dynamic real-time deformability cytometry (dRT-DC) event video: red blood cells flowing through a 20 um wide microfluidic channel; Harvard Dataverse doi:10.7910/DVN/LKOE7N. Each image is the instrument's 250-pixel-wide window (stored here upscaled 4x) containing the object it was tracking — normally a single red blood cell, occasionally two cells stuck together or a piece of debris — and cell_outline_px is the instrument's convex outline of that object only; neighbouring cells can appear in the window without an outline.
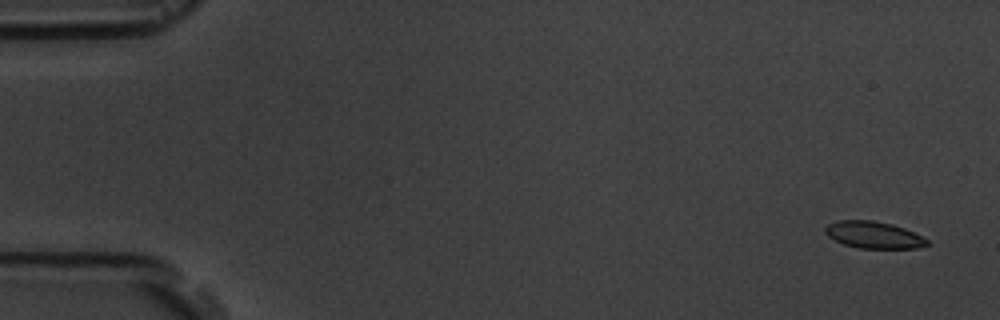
{"species": "common noctule bat (a hibernating species)", "species_latin": "Nyctalus noctula", "temperature_condition": "room temperature", "stored_images_in_passage": 5, "camera_frame_rate_fps": 3000, "um_per_image_px": 0.085, "animal": {"sex": "male", "body_mass_g": 19.5, "forearm_length_mm": 54.6}, "frame": {"image": 1, "passage_image": 1, "time_ms": 0.0, "image_size_px": [1000, 320], "cell_outline_px": [[928, 244], [916, 248], [860, 248], [844, 244], [828, 236], [824, 232], [824, 228], [828, 224], [836, 220], [872, 220], [892, 224], [904, 228], [928, 240]], "centroid_in_image_um": [74.22, 19.95], "position_along_channel_um": 10.8, "area_um2": 15.78}}
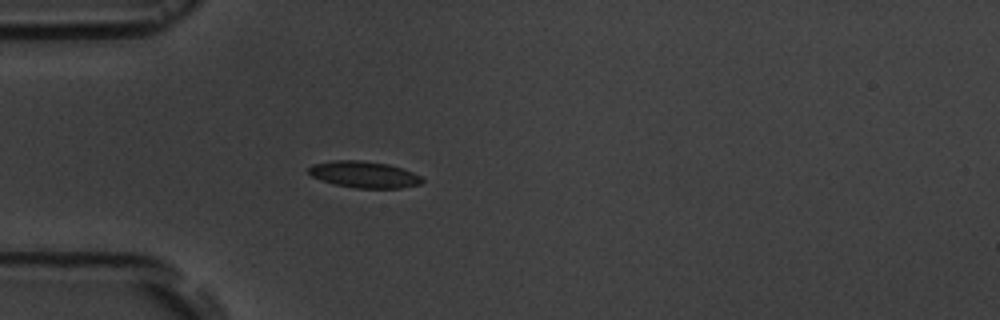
{"frame": {"image": 2, "passage_image": 5, "time_ms": 4.667, "image_size_px": [1000, 320], "cell_outline_px": [[424, 180], [420, 184], [400, 188], [356, 188], [332, 184], [312, 176], [308, 172], [308, 168], [312, 164], [336, 160], [360, 160], [388, 164], [412, 172], [420, 176]], "centroid_in_image_um": [30.92, 14.83], "position_along_channel_um": 54.1, "area_um2": 17.46}}